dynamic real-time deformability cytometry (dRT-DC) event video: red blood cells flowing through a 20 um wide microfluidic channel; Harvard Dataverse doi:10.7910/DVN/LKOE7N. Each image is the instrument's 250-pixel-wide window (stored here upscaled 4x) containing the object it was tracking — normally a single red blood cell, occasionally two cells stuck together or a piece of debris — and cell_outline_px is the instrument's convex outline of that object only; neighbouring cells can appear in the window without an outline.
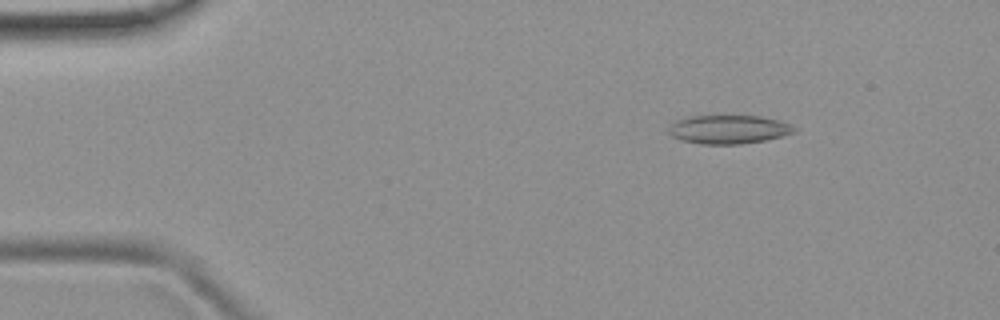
{"species": "common noctule bat (a hibernating species)", "species_latin": "Nyctalus noctula", "temperature_condition": "room temperature", "stored_images_in_passage": 52, "camera_frame_rate_fps": 3000, "um_per_image_px": 0.085, "animal": {"sex": "female", "body_mass_g": 19.9}, "frame": {"image": 1, "passage_image": 7, "time_ms": 2.0, "image_size_px": [1000, 320], "cell_outline_px": [[796, 132], [784, 136], [764, 140], [740, 144], [700, 144], [680, 140], [672, 136], [668, 132], [668, 128], [676, 120], [688, 116], [760, 116], [780, 120], [792, 124], [796, 128]], "centroid_in_image_um": [61.95, 11.0], "position_along_channel_um": 23.0, "area_um2": 21.15}}
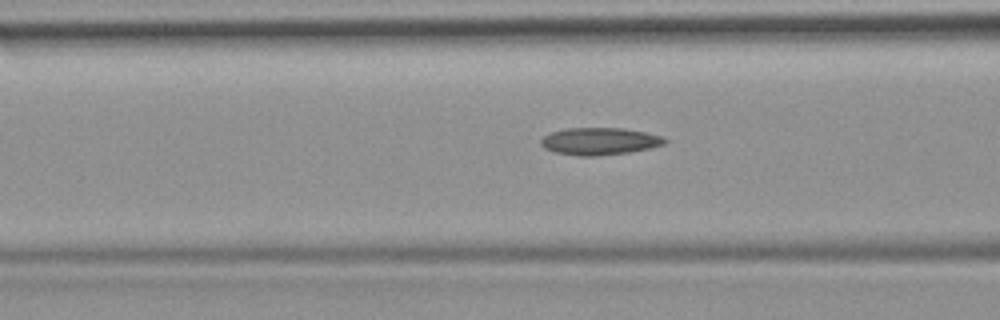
{"frame": {"image": 2, "passage_image": 20, "time_ms": 6.333, "image_size_px": [1000, 320], "cell_outline_px": [[668, 140], [664, 144], [648, 148], [628, 152], [600, 156], [580, 156], [556, 152], [544, 148], [540, 144], [540, 140], [544, 136], [552, 132], [568, 128], [624, 128], [664, 136]], "centroid_in_image_um": [50.97, 12.0], "position_along_channel_um": 115.6, "area_um2": 19.59}}
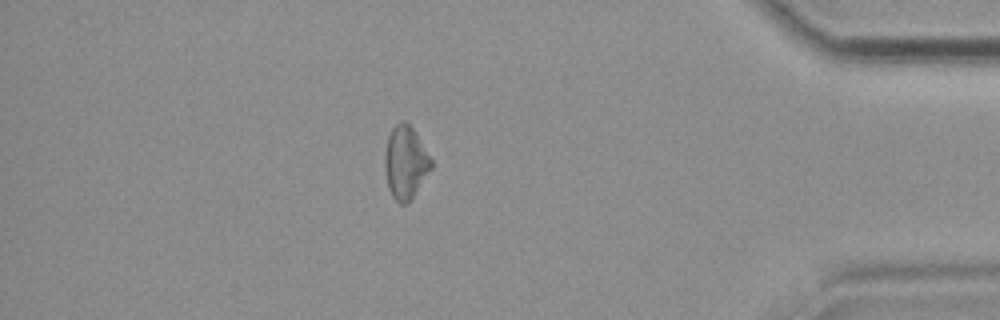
{"frame": {"image": 3, "passage_image": 45, "time_ms": 14.667, "image_size_px": [1000, 320], "cell_outline_px": [[432, 168], [408, 204], [400, 204], [392, 196], [388, 188], [384, 168], [384, 152], [388, 136], [392, 128], [400, 120], [404, 120], [412, 128], [432, 160]], "centroid_in_image_um": [34.44, 13.82], "position_along_channel_um": 400.8, "area_um2": 19.71}, "authors_computed_cell_mechanics": {"area_um2": 19.6809, "velocity_mm_per_s": 3.8798, "shape_relaxation_time_tau1_ms": null, "shape_relaxation_time_tau2_ms": 6.8851, "deformation_change_tau1": null, "deformation_change_tau2": 0.1786}}